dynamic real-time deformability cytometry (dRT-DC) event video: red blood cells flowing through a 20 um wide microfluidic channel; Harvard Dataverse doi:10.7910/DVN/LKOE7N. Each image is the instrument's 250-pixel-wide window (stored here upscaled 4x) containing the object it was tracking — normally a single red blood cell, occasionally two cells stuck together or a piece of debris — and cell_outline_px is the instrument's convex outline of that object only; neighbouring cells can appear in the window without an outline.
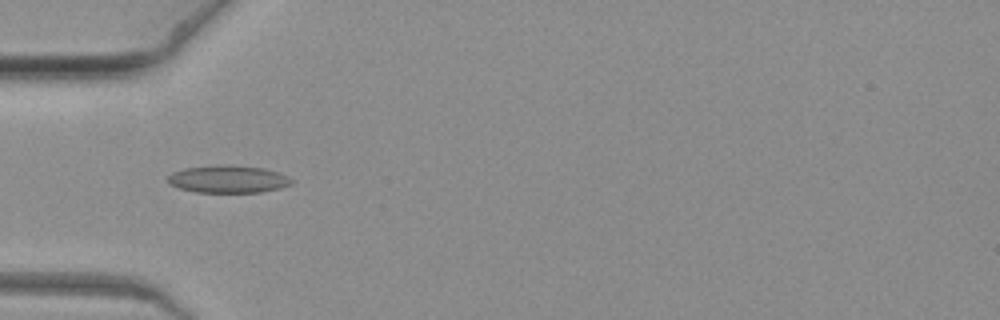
{"species": "common noctule bat (a hibernating species)", "species_latin": "Nyctalus noctula", "temperature_condition": "warm", "stored_images_in_passage": 9, "camera_frame_rate_fps": 3000, "um_per_image_px": 0.085, "animal": {"sex": "female", "body_mass_g": 19.3, "forearm_length_mm": 54.1}, "frame": {"image": 1, "passage_image": 8, "time_ms": 2.333, "image_size_px": [1000, 320], "cell_outline_px": [[292, 184], [280, 188], [260, 192], [196, 192], [180, 188], [168, 184], [168, 176], [172, 172], [184, 168], [220, 164], [228, 164], [264, 168], [280, 172], [288, 176], [292, 180]], "centroid_in_image_um": [19.39, 15.21], "position_along_channel_um": 65.6, "area_um2": 20.0}}